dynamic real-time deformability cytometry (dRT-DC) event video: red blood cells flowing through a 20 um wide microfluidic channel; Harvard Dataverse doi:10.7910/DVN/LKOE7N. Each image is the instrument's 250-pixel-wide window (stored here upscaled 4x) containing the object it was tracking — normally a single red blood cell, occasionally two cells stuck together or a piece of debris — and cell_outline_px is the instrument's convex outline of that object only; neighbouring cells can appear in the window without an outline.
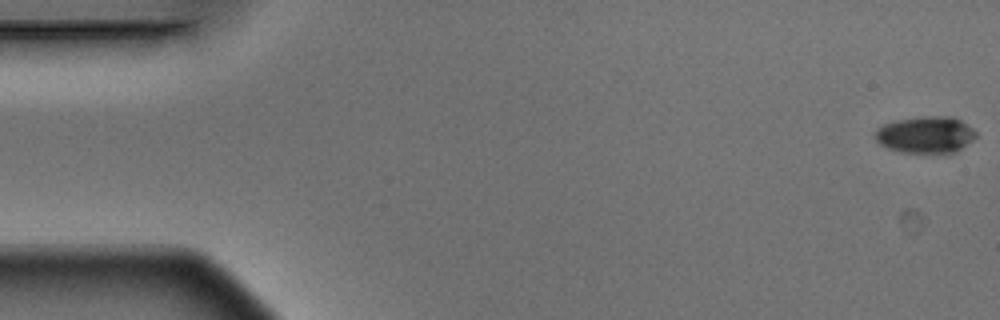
{"species": "Egyptian fruit bat (a non-hibernating species)", "species_latin": "Rousettus aegyptiacus", "temperature_condition": "warm", "stored_images_in_passage": 4, "camera_frame_rate_fps": 3000, "um_per_image_px": 0.085, "animal": {"sex": "male"}, "frame": {"image": 1, "passage_image": 1, "time_ms": 0.0, "image_size_px": [1000, 320], "cell_outline_px": [[976, 136], [972, 140], [956, 152], [900, 152], [888, 148], [880, 144], [876, 140], [876, 128], [884, 124], [896, 120], [920, 116], [952, 116], [960, 120], [972, 128], [976, 132]], "centroid_in_image_um": [78.67, 11.43], "position_along_channel_um": 6.3, "area_um2": 21.44}}
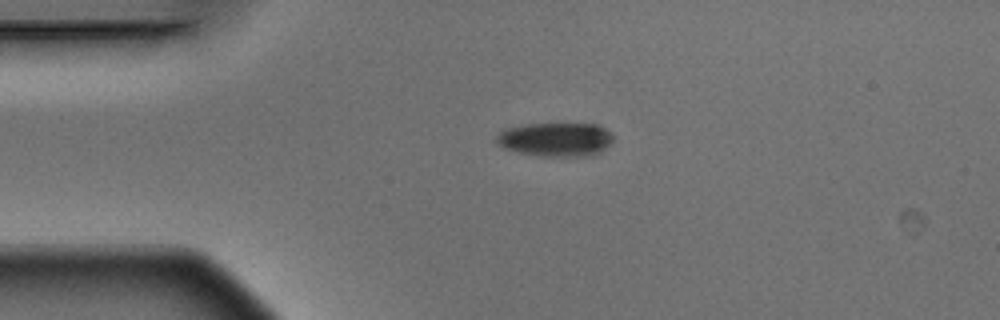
{"frame": {"image": 2, "passage_image": 4, "time_ms": 1.0, "image_size_px": [1000, 320], "cell_outline_px": [[612, 140], [596, 156], [540, 156], [516, 152], [504, 148], [496, 140], [496, 136], [504, 128], [528, 124], [600, 124], [612, 132]], "centroid_in_image_um": [47.25, 11.85], "position_along_channel_um": 37.7, "area_um2": 23.18}}